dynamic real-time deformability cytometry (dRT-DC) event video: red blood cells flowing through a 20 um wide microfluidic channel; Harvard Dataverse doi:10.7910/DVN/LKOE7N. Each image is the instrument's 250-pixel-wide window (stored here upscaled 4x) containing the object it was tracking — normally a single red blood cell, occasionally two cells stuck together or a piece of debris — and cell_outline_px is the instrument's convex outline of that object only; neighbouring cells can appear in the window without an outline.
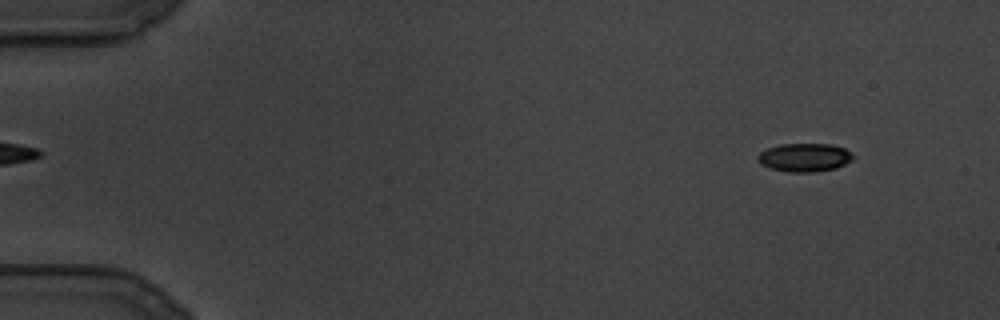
{"species": "common noctule bat (a hibernating species)", "species_latin": "Nyctalus noctula", "temperature_condition": "cold", "stored_images_in_passage": 108, "camera_frame_rate_fps": 3000, "um_per_image_px": 0.085, "animal": {"sex": "male", "body_mass_g": 19.5, "forearm_length_mm": 54.6}, "frame": {"image": 1, "passage_image": 1, "time_ms": 0.0, "image_size_px": [1000, 320], "cell_outline_px": [[856, 156], [852, 160], [836, 168], [812, 172], [788, 172], [768, 168], [760, 164], [756, 160], [756, 156], [760, 152], [768, 148], [780, 144], [828, 144], [844, 148]], "centroid_in_image_um": [68.35, 13.39], "position_along_channel_um": 16.7, "area_um2": 15.9}}
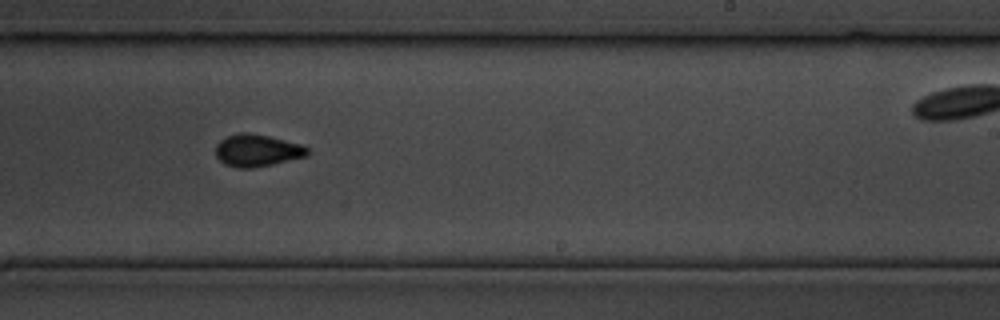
{"frame": {"image": 2, "passage_image": 65, "time_ms": 21.333, "image_size_px": [1000, 320], "cell_outline_px": [[312, 152], [308, 156], [272, 164], [252, 168], [236, 168], [224, 164], [216, 156], [216, 144], [224, 136], [240, 132], [248, 132], [268, 136], [300, 144], [308, 148]], "centroid_in_image_um": [21.85, 12.78], "position_along_channel_um": 267.2, "area_um2": 17.4}}
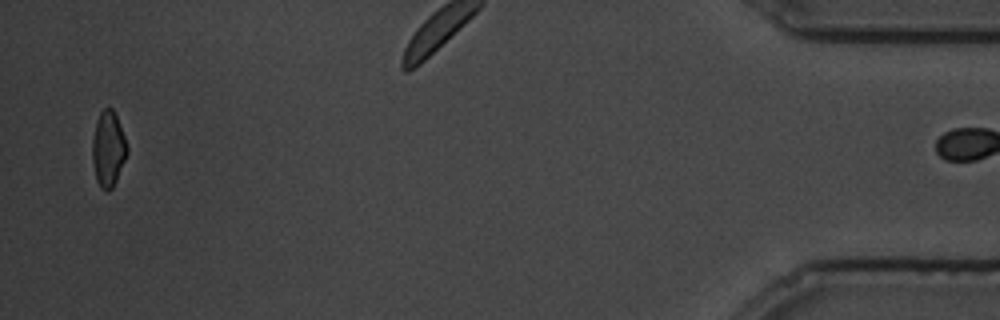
{"frame": {"image": 3, "passage_image": 107, "time_ms": 35.333, "image_size_px": [1000, 320], "cell_outline_px": [[128, 152], [116, 180], [112, 188], [108, 192], [104, 192], [100, 188], [96, 180], [92, 160], [92, 140], [96, 120], [100, 112], [104, 108], [112, 108], [116, 116], [124, 136], [128, 148]], "centroid_in_image_um": [9.18, 12.69], "position_along_channel_um": 426.0, "area_um2": 15.32}}